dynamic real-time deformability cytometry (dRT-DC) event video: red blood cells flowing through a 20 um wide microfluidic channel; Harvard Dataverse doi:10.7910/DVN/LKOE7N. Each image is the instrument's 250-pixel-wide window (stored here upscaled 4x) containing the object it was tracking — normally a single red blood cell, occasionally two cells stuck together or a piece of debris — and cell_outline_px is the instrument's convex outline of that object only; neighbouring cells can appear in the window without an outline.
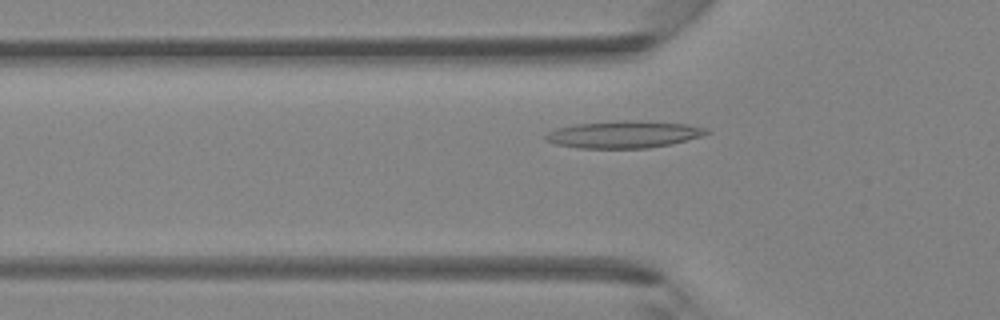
{"species": "Egyptian fruit bat (a non-hibernating species)", "species_latin": "Rousettus aegyptiacus", "temperature_condition": "room temperature", "stored_images_in_passage": 42, "camera_frame_rate_fps": 3000, "um_per_image_px": 0.085, "animal": {"sex": "female"}, "frame": {"image": 1, "passage_image": 12, "time_ms": 3.667, "image_size_px": [1000, 320], "cell_outline_px": [[712, 132], [700, 136], [672, 144], [648, 148], [580, 148], [556, 144], [544, 140], [544, 136], [548, 132], [556, 128], [576, 124], [628, 120], [688, 124], [708, 128]], "centroid_in_image_um": [53.03, 11.43], "position_along_channel_um": 72.8, "area_um2": 25.32}}
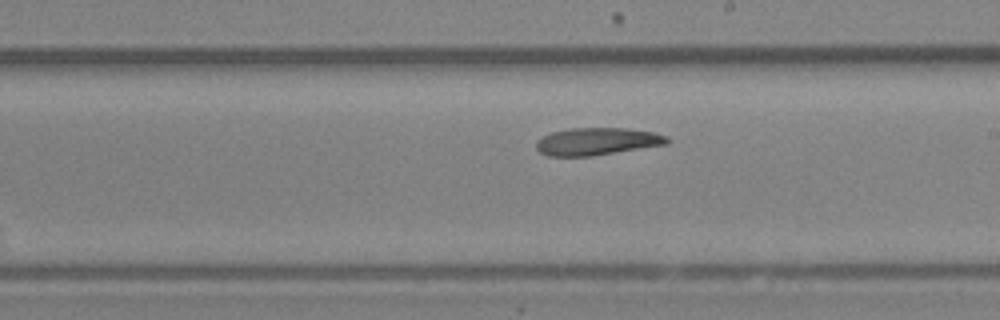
{"frame": {"image": 2, "passage_image": 23, "time_ms": 7.333, "image_size_px": [1000, 320], "cell_outline_px": [[672, 140], [668, 144], [592, 156], [548, 156], [540, 152], [536, 148], [536, 140], [552, 132], [568, 128], [628, 128], [652, 132], [668, 136]], "centroid_in_image_um": [50.77, 12.02], "position_along_channel_um": 238.2, "area_um2": 21.04}}
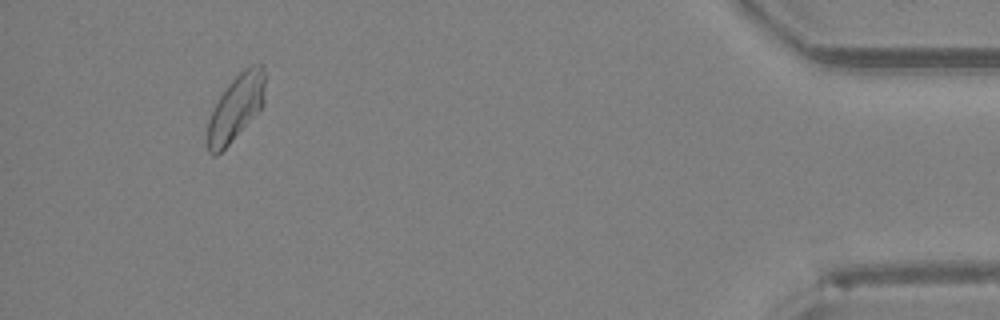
{"frame": {"image": 3, "passage_image": 39, "time_ms": 12.667, "image_size_px": [1000, 320], "cell_outline_px": [[264, 104], [228, 144], [216, 156], [212, 156], [208, 152], [208, 120], [212, 108], [228, 84], [244, 68], [252, 64], [264, 64]], "centroid_in_image_um": [20.04, 9.12], "position_along_channel_um": 415.2, "area_um2": 21.68}}